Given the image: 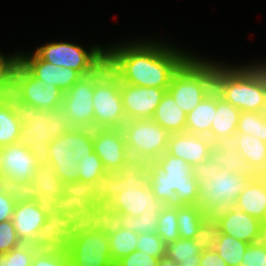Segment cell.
Instances as JSON below:
<instances>
[{"label":"cell","instance_id":"836d02e7","mask_svg":"<svg viewBox=\"0 0 266 266\" xmlns=\"http://www.w3.org/2000/svg\"><path fill=\"white\" fill-rule=\"evenodd\" d=\"M31 181L38 188L39 193H42V197L50 198L51 195L64 194L63 182L51 164L38 166Z\"/></svg>","mask_w":266,"mask_h":266},{"label":"cell","instance_id":"be15d7a7","mask_svg":"<svg viewBox=\"0 0 266 266\" xmlns=\"http://www.w3.org/2000/svg\"><path fill=\"white\" fill-rule=\"evenodd\" d=\"M158 266H179V264L164 256L159 259Z\"/></svg>","mask_w":266,"mask_h":266},{"label":"cell","instance_id":"277c9868","mask_svg":"<svg viewBox=\"0 0 266 266\" xmlns=\"http://www.w3.org/2000/svg\"><path fill=\"white\" fill-rule=\"evenodd\" d=\"M148 164L144 159L130 157L116 172L120 176V193L109 203L114 210L138 217L144 211H162L165 207L147 182Z\"/></svg>","mask_w":266,"mask_h":266},{"label":"cell","instance_id":"bcb514c9","mask_svg":"<svg viewBox=\"0 0 266 266\" xmlns=\"http://www.w3.org/2000/svg\"><path fill=\"white\" fill-rule=\"evenodd\" d=\"M77 171L78 180L92 183L106 172L99 156L94 151L81 158Z\"/></svg>","mask_w":266,"mask_h":266},{"label":"cell","instance_id":"8992f818","mask_svg":"<svg viewBox=\"0 0 266 266\" xmlns=\"http://www.w3.org/2000/svg\"><path fill=\"white\" fill-rule=\"evenodd\" d=\"M214 89L240 111L266 112V89L247 81L230 62L215 59Z\"/></svg>","mask_w":266,"mask_h":266},{"label":"cell","instance_id":"4fadbf2b","mask_svg":"<svg viewBox=\"0 0 266 266\" xmlns=\"http://www.w3.org/2000/svg\"><path fill=\"white\" fill-rule=\"evenodd\" d=\"M93 149L106 172H117L130 158L122 128L93 129Z\"/></svg>","mask_w":266,"mask_h":266},{"label":"cell","instance_id":"4dcf8cb0","mask_svg":"<svg viewBox=\"0 0 266 266\" xmlns=\"http://www.w3.org/2000/svg\"><path fill=\"white\" fill-rule=\"evenodd\" d=\"M122 213L109 204H97L91 212V233H105L110 236L122 228Z\"/></svg>","mask_w":266,"mask_h":266},{"label":"cell","instance_id":"ba28073f","mask_svg":"<svg viewBox=\"0 0 266 266\" xmlns=\"http://www.w3.org/2000/svg\"><path fill=\"white\" fill-rule=\"evenodd\" d=\"M42 60L73 69L82 76L95 72L106 61V45L89 47L70 41H50L32 49Z\"/></svg>","mask_w":266,"mask_h":266},{"label":"cell","instance_id":"e0dca14e","mask_svg":"<svg viewBox=\"0 0 266 266\" xmlns=\"http://www.w3.org/2000/svg\"><path fill=\"white\" fill-rule=\"evenodd\" d=\"M213 142L208 136L188 132L171 133L166 152L182 158L193 166L204 162L209 157Z\"/></svg>","mask_w":266,"mask_h":266},{"label":"cell","instance_id":"f5cc1de1","mask_svg":"<svg viewBox=\"0 0 266 266\" xmlns=\"http://www.w3.org/2000/svg\"><path fill=\"white\" fill-rule=\"evenodd\" d=\"M37 251L31 244H21L8 252V266H31Z\"/></svg>","mask_w":266,"mask_h":266},{"label":"cell","instance_id":"f546056e","mask_svg":"<svg viewBox=\"0 0 266 266\" xmlns=\"http://www.w3.org/2000/svg\"><path fill=\"white\" fill-rule=\"evenodd\" d=\"M232 142L242 157L250 163L252 169L257 173L266 159V142L243 133H236Z\"/></svg>","mask_w":266,"mask_h":266},{"label":"cell","instance_id":"680465c9","mask_svg":"<svg viewBox=\"0 0 266 266\" xmlns=\"http://www.w3.org/2000/svg\"><path fill=\"white\" fill-rule=\"evenodd\" d=\"M59 196L51 195L50 198L42 197V193H38L34 202L42 209L46 216L56 213L54 205L58 202Z\"/></svg>","mask_w":266,"mask_h":266},{"label":"cell","instance_id":"52a82bcc","mask_svg":"<svg viewBox=\"0 0 266 266\" xmlns=\"http://www.w3.org/2000/svg\"><path fill=\"white\" fill-rule=\"evenodd\" d=\"M94 129L122 128L127 121L120 93V79L105 61L94 72Z\"/></svg>","mask_w":266,"mask_h":266},{"label":"cell","instance_id":"ee69618b","mask_svg":"<svg viewBox=\"0 0 266 266\" xmlns=\"http://www.w3.org/2000/svg\"><path fill=\"white\" fill-rule=\"evenodd\" d=\"M218 235V224L212 216L208 215L198 227L193 241L201 251L211 250L217 242Z\"/></svg>","mask_w":266,"mask_h":266},{"label":"cell","instance_id":"816d5d0a","mask_svg":"<svg viewBox=\"0 0 266 266\" xmlns=\"http://www.w3.org/2000/svg\"><path fill=\"white\" fill-rule=\"evenodd\" d=\"M22 243L18 239L16 230L11 220L0 223V254L8 253Z\"/></svg>","mask_w":266,"mask_h":266},{"label":"cell","instance_id":"2e32d148","mask_svg":"<svg viewBox=\"0 0 266 266\" xmlns=\"http://www.w3.org/2000/svg\"><path fill=\"white\" fill-rule=\"evenodd\" d=\"M212 217L218 224L219 233L228 234L248 244L258 234L261 222L235 206L223 208L215 212Z\"/></svg>","mask_w":266,"mask_h":266},{"label":"cell","instance_id":"2644e50d","mask_svg":"<svg viewBox=\"0 0 266 266\" xmlns=\"http://www.w3.org/2000/svg\"><path fill=\"white\" fill-rule=\"evenodd\" d=\"M232 266H245V265H243V264H237V265H232Z\"/></svg>","mask_w":266,"mask_h":266},{"label":"cell","instance_id":"e575fe53","mask_svg":"<svg viewBox=\"0 0 266 266\" xmlns=\"http://www.w3.org/2000/svg\"><path fill=\"white\" fill-rule=\"evenodd\" d=\"M248 246L249 244L244 241L219 233L214 249L227 266H232L242 263V257Z\"/></svg>","mask_w":266,"mask_h":266},{"label":"cell","instance_id":"f907efd6","mask_svg":"<svg viewBox=\"0 0 266 266\" xmlns=\"http://www.w3.org/2000/svg\"><path fill=\"white\" fill-rule=\"evenodd\" d=\"M69 262L67 251H40L33 256L31 266H66Z\"/></svg>","mask_w":266,"mask_h":266},{"label":"cell","instance_id":"9f6ffc18","mask_svg":"<svg viewBox=\"0 0 266 266\" xmlns=\"http://www.w3.org/2000/svg\"><path fill=\"white\" fill-rule=\"evenodd\" d=\"M15 204L11 197L3 190L0 179V223L12 219Z\"/></svg>","mask_w":266,"mask_h":266},{"label":"cell","instance_id":"ffe728a7","mask_svg":"<svg viewBox=\"0 0 266 266\" xmlns=\"http://www.w3.org/2000/svg\"><path fill=\"white\" fill-rule=\"evenodd\" d=\"M45 220L44 211L34 201L15 205L11 219L18 239L22 244L33 243Z\"/></svg>","mask_w":266,"mask_h":266},{"label":"cell","instance_id":"d590c367","mask_svg":"<svg viewBox=\"0 0 266 266\" xmlns=\"http://www.w3.org/2000/svg\"><path fill=\"white\" fill-rule=\"evenodd\" d=\"M138 237V234L125 228H121L118 232L108 236L113 262H117L137 250Z\"/></svg>","mask_w":266,"mask_h":266},{"label":"cell","instance_id":"a7ac6f4b","mask_svg":"<svg viewBox=\"0 0 266 266\" xmlns=\"http://www.w3.org/2000/svg\"><path fill=\"white\" fill-rule=\"evenodd\" d=\"M262 180L265 182V184H266V175H263L262 177Z\"/></svg>","mask_w":266,"mask_h":266},{"label":"cell","instance_id":"7bdbcfd3","mask_svg":"<svg viewBox=\"0 0 266 266\" xmlns=\"http://www.w3.org/2000/svg\"><path fill=\"white\" fill-rule=\"evenodd\" d=\"M21 131V125L14 113L0 106V148L16 143Z\"/></svg>","mask_w":266,"mask_h":266},{"label":"cell","instance_id":"5b68a950","mask_svg":"<svg viewBox=\"0 0 266 266\" xmlns=\"http://www.w3.org/2000/svg\"><path fill=\"white\" fill-rule=\"evenodd\" d=\"M215 59L194 53L172 76L167 92L188 114L214 89Z\"/></svg>","mask_w":266,"mask_h":266},{"label":"cell","instance_id":"9a60e30c","mask_svg":"<svg viewBox=\"0 0 266 266\" xmlns=\"http://www.w3.org/2000/svg\"><path fill=\"white\" fill-rule=\"evenodd\" d=\"M38 167L36 157L31 151L17 142L4 146L0 151V179L10 178L19 182L33 179Z\"/></svg>","mask_w":266,"mask_h":266},{"label":"cell","instance_id":"94428289","mask_svg":"<svg viewBox=\"0 0 266 266\" xmlns=\"http://www.w3.org/2000/svg\"><path fill=\"white\" fill-rule=\"evenodd\" d=\"M249 245L266 248V220L260 222L258 234L251 239Z\"/></svg>","mask_w":266,"mask_h":266},{"label":"cell","instance_id":"e7e4bbea","mask_svg":"<svg viewBox=\"0 0 266 266\" xmlns=\"http://www.w3.org/2000/svg\"><path fill=\"white\" fill-rule=\"evenodd\" d=\"M0 266H8V253L0 254Z\"/></svg>","mask_w":266,"mask_h":266},{"label":"cell","instance_id":"8fae6325","mask_svg":"<svg viewBox=\"0 0 266 266\" xmlns=\"http://www.w3.org/2000/svg\"><path fill=\"white\" fill-rule=\"evenodd\" d=\"M94 72L82 76L64 93L61 109L71 127L94 129Z\"/></svg>","mask_w":266,"mask_h":266},{"label":"cell","instance_id":"603a6c76","mask_svg":"<svg viewBox=\"0 0 266 266\" xmlns=\"http://www.w3.org/2000/svg\"><path fill=\"white\" fill-rule=\"evenodd\" d=\"M64 194L59 196L54 205L56 213L63 210L76 211L87 207H96L95 191L92 182L76 180L63 183Z\"/></svg>","mask_w":266,"mask_h":266},{"label":"cell","instance_id":"5bb4252c","mask_svg":"<svg viewBox=\"0 0 266 266\" xmlns=\"http://www.w3.org/2000/svg\"><path fill=\"white\" fill-rule=\"evenodd\" d=\"M120 93L128 121L130 119H152L166 90L130 85L120 81Z\"/></svg>","mask_w":266,"mask_h":266},{"label":"cell","instance_id":"30bf717a","mask_svg":"<svg viewBox=\"0 0 266 266\" xmlns=\"http://www.w3.org/2000/svg\"><path fill=\"white\" fill-rule=\"evenodd\" d=\"M132 158L153 163L167 150L171 133L152 119H130L122 127Z\"/></svg>","mask_w":266,"mask_h":266},{"label":"cell","instance_id":"91938a15","mask_svg":"<svg viewBox=\"0 0 266 266\" xmlns=\"http://www.w3.org/2000/svg\"><path fill=\"white\" fill-rule=\"evenodd\" d=\"M200 266H227V264L213 248L201 252Z\"/></svg>","mask_w":266,"mask_h":266},{"label":"cell","instance_id":"b9f144b4","mask_svg":"<svg viewBox=\"0 0 266 266\" xmlns=\"http://www.w3.org/2000/svg\"><path fill=\"white\" fill-rule=\"evenodd\" d=\"M95 207H87L82 210L68 211L63 210L59 214L62 217L71 218L72 224L67 233V239L71 243L75 239L79 238L82 234L91 232V212Z\"/></svg>","mask_w":266,"mask_h":266},{"label":"cell","instance_id":"681fc988","mask_svg":"<svg viewBox=\"0 0 266 266\" xmlns=\"http://www.w3.org/2000/svg\"><path fill=\"white\" fill-rule=\"evenodd\" d=\"M137 250L153 257L165 256L166 244L157 233L139 234Z\"/></svg>","mask_w":266,"mask_h":266},{"label":"cell","instance_id":"ac0fdd59","mask_svg":"<svg viewBox=\"0 0 266 266\" xmlns=\"http://www.w3.org/2000/svg\"><path fill=\"white\" fill-rule=\"evenodd\" d=\"M71 224V218L62 217L59 213L46 216L31 245L40 251H67L70 245L67 233Z\"/></svg>","mask_w":266,"mask_h":266},{"label":"cell","instance_id":"d6a6232c","mask_svg":"<svg viewBox=\"0 0 266 266\" xmlns=\"http://www.w3.org/2000/svg\"><path fill=\"white\" fill-rule=\"evenodd\" d=\"M208 215L198 205H177L178 231L181 239L193 240Z\"/></svg>","mask_w":266,"mask_h":266},{"label":"cell","instance_id":"f35d334b","mask_svg":"<svg viewBox=\"0 0 266 266\" xmlns=\"http://www.w3.org/2000/svg\"><path fill=\"white\" fill-rule=\"evenodd\" d=\"M161 212L162 211H144L138 217L122 213V228L133 231L138 235L143 233H156L159 214Z\"/></svg>","mask_w":266,"mask_h":266},{"label":"cell","instance_id":"1f68e13d","mask_svg":"<svg viewBox=\"0 0 266 266\" xmlns=\"http://www.w3.org/2000/svg\"><path fill=\"white\" fill-rule=\"evenodd\" d=\"M201 252L193 240L179 238L166 245L165 256L179 266H200Z\"/></svg>","mask_w":266,"mask_h":266},{"label":"cell","instance_id":"6125c7cd","mask_svg":"<svg viewBox=\"0 0 266 266\" xmlns=\"http://www.w3.org/2000/svg\"><path fill=\"white\" fill-rule=\"evenodd\" d=\"M9 53L1 52L0 50V82L3 81V73H4V67L6 66V60L8 58Z\"/></svg>","mask_w":266,"mask_h":266},{"label":"cell","instance_id":"74e56055","mask_svg":"<svg viewBox=\"0 0 266 266\" xmlns=\"http://www.w3.org/2000/svg\"><path fill=\"white\" fill-rule=\"evenodd\" d=\"M95 203L109 204L120 193V176L116 172H105L94 182Z\"/></svg>","mask_w":266,"mask_h":266},{"label":"cell","instance_id":"f1b7e54d","mask_svg":"<svg viewBox=\"0 0 266 266\" xmlns=\"http://www.w3.org/2000/svg\"><path fill=\"white\" fill-rule=\"evenodd\" d=\"M186 115L166 91L156 107L152 120L170 133H180L185 132Z\"/></svg>","mask_w":266,"mask_h":266},{"label":"cell","instance_id":"4316f807","mask_svg":"<svg viewBox=\"0 0 266 266\" xmlns=\"http://www.w3.org/2000/svg\"><path fill=\"white\" fill-rule=\"evenodd\" d=\"M20 51L19 49L8 55L3 81L11 86L24 87L33 77V50Z\"/></svg>","mask_w":266,"mask_h":266},{"label":"cell","instance_id":"7a4b0ae2","mask_svg":"<svg viewBox=\"0 0 266 266\" xmlns=\"http://www.w3.org/2000/svg\"><path fill=\"white\" fill-rule=\"evenodd\" d=\"M147 182L158 200L165 205H197L198 181L192 166L179 157L164 152L148 164Z\"/></svg>","mask_w":266,"mask_h":266},{"label":"cell","instance_id":"7dc6e473","mask_svg":"<svg viewBox=\"0 0 266 266\" xmlns=\"http://www.w3.org/2000/svg\"><path fill=\"white\" fill-rule=\"evenodd\" d=\"M73 160L79 163L85 155H90L93 149V129L73 127Z\"/></svg>","mask_w":266,"mask_h":266},{"label":"cell","instance_id":"60d3db41","mask_svg":"<svg viewBox=\"0 0 266 266\" xmlns=\"http://www.w3.org/2000/svg\"><path fill=\"white\" fill-rule=\"evenodd\" d=\"M3 190L11 197L15 205L32 202L39 190L32 181L19 182L10 178H1Z\"/></svg>","mask_w":266,"mask_h":266},{"label":"cell","instance_id":"003e7915","mask_svg":"<svg viewBox=\"0 0 266 266\" xmlns=\"http://www.w3.org/2000/svg\"><path fill=\"white\" fill-rule=\"evenodd\" d=\"M110 266H120L117 262H113Z\"/></svg>","mask_w":266,"mask_h":266},{"label":"cell","instance_id":"d6986e66","mask_svg":"<svg viewBox=\"0 0 266 266\" xmlns=\"http://www.w3.org/2000/svg\"><path fill=\"white\" fill-rule=\"evenodd\" d=\"M73 127L49 144L50 164L63 183L78 180V163L73 160Z\"/></svg>","mask_w":266,"mask_h":266},{"label":"cell","instance_id":"6da1fadb","mask_svg":"<svg viewBox=\"0 0 266 266\" xmlns=\"http://www.w3.org/2000/svg\"><path fill=\"white\" fill-rule=\"evenodd\" d=\"M157 38L133 37L106 44V61L122 83L167 91L172 76L196 53Z\"/></svg>","mask_w":266,"mask_h":266},{"label":"cell","instance_id":"3957f363","mask_svg":"<svg viewBox=\"0 0 266 266\" xmlns=\"http://www.w3.org/2000/svg\"><path fill=\"white\" fill-rule=\"evenodd\" d=\"M14 115L21 125L17 143L31 151L38 166L50 164L49 144L71 128L64 111L61 107L41 110L24 102Z\"/></svg>","mask_w":266,"mask_h":266},{"label":"cell","instance_id":"d4e9b609","mask_svg":"<svg viewBox=\"0 0 266 266\" xmlns=\"http://www.w3.org/2000/svg\"><path fill=\"white\" fill-rule=\"evenodd\" d=\"M238 209L259 220H266V184L260 177H253L239 195Z\"/></svg>","mask_w":266,"mask_h":266},{"label":"cell","instance_id":"db71d44e","mask_svg":"<svg viewBox=\"0 0 266 266\" xmlns=\"http://www.w3.org/2000/svg\"><path fill=\"white\" fill-rule=\"evenodd\" d=\"M159 259L160 258L135 250L128 256H125L117 261V263L120 266H158Z\"/></svg>","mask_w":266,"mask_h":266},{"label":"cell","instance_id":"f6af8a7d","mask_svg":"<svg viewBox=\"0 0 266 266\" xmlns=\"http://www.w3.org/2000/svg\"><path fill=\"white\" fill-rule=\"evenodd\" d=\"M247 81L260 85L266 89V59L248 63H230Z\"/></svg>","mask_w":266,"mask_h":266},{"label":"cell","instance_id":"89a4df30","mask_svg":"<svg viewBox=\"0 0 266 266\" xmlns=\"http://www.w3.org/2000/svg\"><path fill=\"white\" fill-rule=\"evenodd\" d=\"M66 266H75L74 264H72L70 261L66 264Z\"/></svg>","mask_w":266,"mask_h":266},{"label":"cell","instance_id":"11a10c76","mask_svg":"<svg viewBox=\"0 0 266 266\" xmlns=\"http://www.w3.org/2000/svg\"><path fill=\"white\" fill-rule=\"evenodd\" d=\"M242 258L245 266H266V248L249 245Z\"/></svg>","mask_w":266,"mask_h":266},{"label":"cell","instance_id":"6f0895ef","mask_svg":"<svg viewBox=\"0 0 266 266\" xmlns=\"http://www.w3.org/2000/svg\"><path fill=\"white\" fill-rule=\"evenodd\" d=\"M210 157H208L204 162L199 164H194L192 166V174L197 181L204 180L206 176H211L215 173V170L219 169Z\"/></svg>","mask_w":266,"mask_h":266},{"label":"cell","instance_id":"83f0119b","mask_svg":"<svg viewBox=\"0 0 266 266\" xmlns=\"http://www.w3.org/2000/svg\"><path fill=\"white\" fill-rule=\"evenodd\" d=\"M216 113V90L213 89L186 115L185 132L208 136Z\"/></svg>","mask_w":266,"mask_h":266},{"label":"cell","instance_id":"484cf974","mask_svg":"<svg viewBox=\"0 0 266 266\" xmlns=\"http://www.w3.org/2000/svg\"><path fill=\"white\" fill-rule=\"evenodd\" d=\"M25 102L38 109H56L61 107L64 92L57 86H43V82L32 77L24 86Z\"/></svg>","mask_w":266,"mask_h":266},{"label":"cell","instance_id":"7c38bea8","mask_svg":"<svg viewBox=\"0 0 266 266\" xmlns=\"http://www.w3.org/2000/svg\"><path fill=\"white\" fill-rule=\"evenodd\" d=\"M67 254L75 266H110L113 263L109 239L103 232L82 234L70 243Z\"/></svg>","mask_w":266,"mask_h":266},{"label":"cell","instance_id":"7402d4cb","mask_svg":"<svg viewBox=\"0 0 266 266\" xmlns=\"http://www.w3.org/2000/svg\"><path fill=\"white\" fill-rule=\"evenodd\" d=\"M240 110L225 102L216 91V113L208 137L213 143L232 141L236 134Z\"/></svg>","mask_w":266,"mask_h":266},{"label":"cell","instance_id":"cb8c5ba5","mask_svg":"<svg viewBox=\"0 0 266 266\" xmlns=\"http://www.w3.org/2000/svg\"><path fill=\"white\" fill-rule=\"evenodd\" d=\"M209 157L220 168H226L231 173H243L246 176L257 177L250 163L242 157L232 141H219L213 144Z\"/></svg>","mask_w":266,"mask_h":266},{"label":"cell","instance_id":"ab89813d","mask_svg":"<svg viewBox=\"0 0 266 266\" xmlns=\"http://www.w3.org/2000/svg\"><path fill=\"white\" fill-rule=\"evenodd\" d=\"M164 243L175 242L180 238L177 220V205H165L159 214L158 227L156 232Z\"/></svg>","mask_w":266,"mask_h":266},{"label":"cell","instance_id":"c3c4849f","mask_svg":"<svg viewBox=\"0 0 266 266\" xmlns=\"http://www.w3.org/2000/svg\"><path fill=\"white\" fill-rule=\"evenodd\" d=\"M25 102L24 87L11 86L7 82H0V106H4L14 113Z\"/></svg>","mask_w":266,"mask_h":266},{"label":"cell","instance_id":"9c48e42d","mask_svg":"<svg viewBox=\"0 0 266 266\" xmlns=\"http://www.w3.org/2000/svg\"><path fill=\"white\" fill-rule=\"evenodd\" d=\"M252 178L243 173H231L226 168H219L211 176L198 181L197 205L210 216L223 208L233 207Z\"/></svg>","mask_w":266,"mask_h":266},{"label":"cell","instance_id":"44dd1931","mask_svg":"<svg viewBox=\"0 0 266 266\" xmlns=\"http://www.w3.org/2000/svg\"><path fill=\"white\" fill-rule=\"evenodd\" d=\"M33 76L43 82V86L55 85L67 92L82 75L70 68L59 67L42 60L33 51Z\"/></svg>","mask_w":266,"mask_h":266},{"label":"cell","instance_id":"03108f58","mask_svg":"<svg viewBox=\"0 0 266 266\" xmlns=\"http://www.w3.org/2000/svg\"><path fill=\"white\" fill-rule=\"evenodd\" d=\"M263 175H266V159L264 160L262 168L257 172V177L261 178Z\"/></svg>","mask_w":266,"mask_h":266},{"label":"cell","instance_id":"8d00e7d4","mask_svg":"<svg viewBox=\"0 0 266 266\" xmlns=\"http://www.w3.org/2000/svg\"><path fill=\"white\" fill-rule=\"evenodd\" d=\"M236 133L252 135L266 142V112L241 111Z\"/></svg>","mask_w":266,"mask_h":266}]
</instances>
